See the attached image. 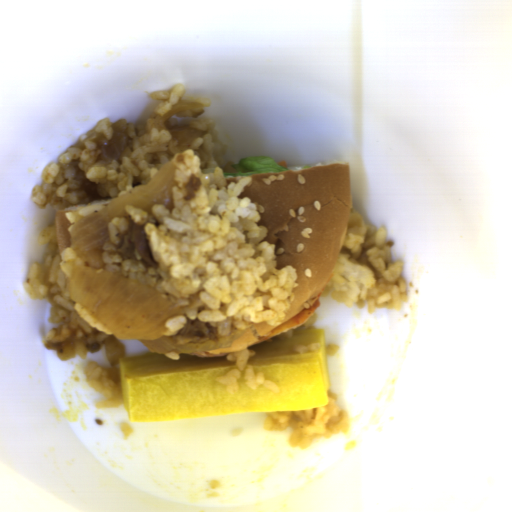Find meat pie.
Segmentation results:
<instances>
[{"label": "meat pie", "instance_id": "1", "mask_svg": "<svg viewBox=\"0 0 512 512\" xmlns=\"http://www.w3.org/2000/svg\"><path fill=\"white\" fill-rule=\"evenodd\" d=\"M320 306L319 298L315 303H313L309 308H305L297 315L284 322L283 324L277 326L276 328L270 330L266 335L259 337L261 341H265L271 337L279 336L287 330H292L293 328L306 323L307 320L316 312L317 308Z\"/></svg>", "mask_w": 512, "mask_h": 512}, {"label": "meat pie", "instance_id": "3", "mask_svg": "<svg viewBox=\"0 0 512 512\" xmlns=\"http://www.w3.org/2000/svg\"><path fill=\"white\" fill-rule=\"evenodd\" d=\"M275 162L286 169L288 168L287 161H285V160L284 161H275Z\"/></svg>", "mask_w": 512, "mask_h": 512}, {"label": "meat pie", "instance_id": "2", "mask_svg": "<svg viewBox=\"0 0 512 512\" xmlns=\"http://www.w3.org/2000/svg\"><path fill=\"white\" fill-rule=\"evenodd\" d=\"M234 164H238L235 162H225L223 173H235L237 170L233 167Z\"/></svg>", "mask_w": 512, "mask_h": 512}]
</instances>
